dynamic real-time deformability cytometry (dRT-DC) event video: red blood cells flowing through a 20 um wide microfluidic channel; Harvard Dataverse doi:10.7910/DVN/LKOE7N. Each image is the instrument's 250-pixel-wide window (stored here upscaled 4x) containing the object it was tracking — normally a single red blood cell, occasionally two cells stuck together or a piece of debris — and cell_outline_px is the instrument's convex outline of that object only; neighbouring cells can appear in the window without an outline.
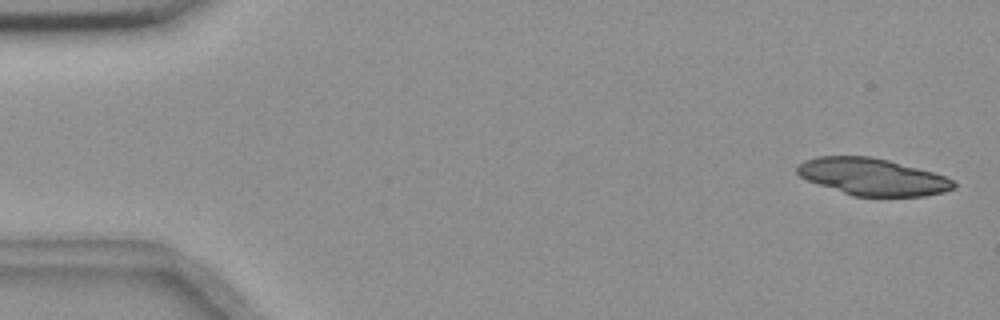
{"species": "common noctule bat (a hibernating species)", "species_latin": "Nyctalus noctula", "temperature_condition": "room temperature", "stored_images_in_passage": 27, "camera_frame_rate_fps": 3000, "um_per_image_px": 0.085, "animal": {"sex": "female", "body_mass_g": 18.4}, "frame": {"image": 1, "passage_image": 2, "time_ms": 0.333, "image_size_px": [1000, 320], "cell_outline_px": [[956, 184], [952, 188], [944, 192], [924, 196], [852, 196], [808, 180], [800, 176], [796, 172], [796, 164], [804, 160], [820, 156], [868, 156], [888, 160], [932, 172], [944, 176], [952, 180]], "centroid_in_image_um": [74.12, 15.02], "position_along_channel_um": 10.9, "area_um2": 33.47}}